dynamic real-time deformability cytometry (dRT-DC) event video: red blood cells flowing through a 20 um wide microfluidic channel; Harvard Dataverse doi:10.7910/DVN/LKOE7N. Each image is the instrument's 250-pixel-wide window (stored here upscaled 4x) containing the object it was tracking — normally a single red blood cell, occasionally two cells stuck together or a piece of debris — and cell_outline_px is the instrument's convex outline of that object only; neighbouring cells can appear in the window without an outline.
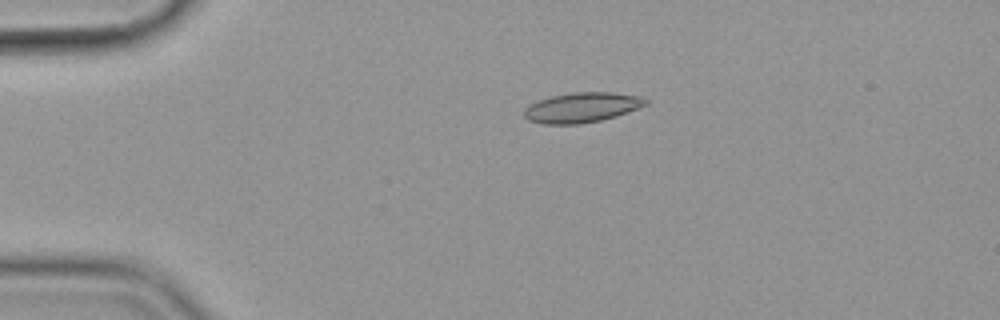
{"species": "common noctule bat (a hibernating species)", "species_latin": "Nyctalus noctula", "temperature_condition": "cold", "stored_images_in_passage": 45, "camera_frame_rate_fps": 3000, "um_per_image_px": 0.085, "animal": {"sex": "female", "body_mass_g": 19.9}, "frame": {"image": 1, "passage_image": 1, "time_ms": 0.0, "image_size_px": [1000, 320], "cell_outline_px": [[648, 104], [640, 108], [616, 116], [600, 120], [580, 124], [544, 124], [528, 120], [524, 116], [524, 108], [528, 104], [552, 96], [572, 92], [612, 92], [640, 96], [648, 100]], "centroid_in_image_um": [49.47, 9.13], "position_along_channel_um": 35.5, "area_um2": 21.33}}
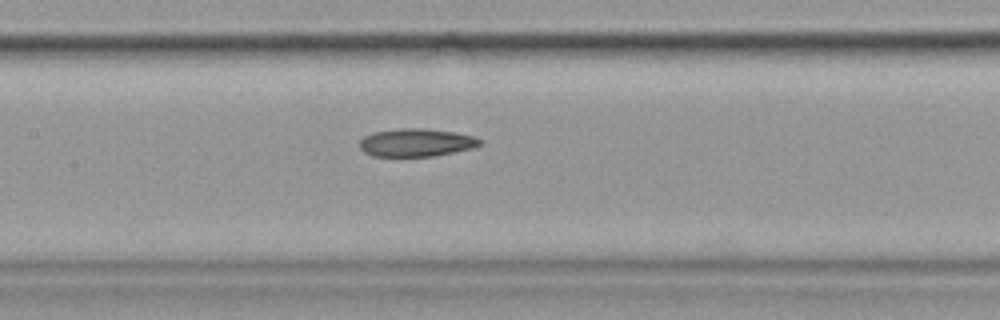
{"frame": {"image": 2, "passage_image": 16, "time_ms": 5.0, "image_size_px": [1000, 320], "cell_outline_px": [[484, 144], [472, 148], [432, 156], [372, 156], [364, 152], [360, 148], [360, 140], [364, 136], [372, 132], [400, 128], [424, 128], [452, 132], [476, 136]], "centroid_in_image_um": [35.37, 12.11], "position_along_channel_um": 172.0, "area_um2": 19.59}}
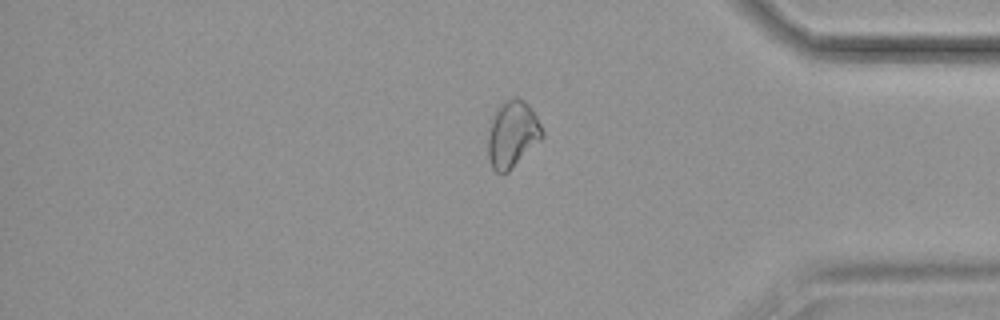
{"frame": {"image": 3, "passage_image": 36, "time_ms": 11.667, "image_size_px": [1000, 320], "cell_outline_px": [[544, 136], [504, 176], [496, 172], [492, 168], [488, 156], [488, 136], [492, 120], [496, 112], [508, 100], [516, 96], [524, 100], [532, 108], [544, 132]], "centroid_in_image_um": [43.57, 11.45], "position_along_channel_um": 391.6, "area_um2": 20.75}, "authors_computed_cell_mechanics": {"area_um2": 20.4612, "velocity_mm_per_s": 3.5831, "shape_relaxation_time_tau1_ms": null, "shape_relaxation_time_tau2_ms": 5.3462, "deformation_change_tau1": null, "deformation_change_tau2": 0.0991}}